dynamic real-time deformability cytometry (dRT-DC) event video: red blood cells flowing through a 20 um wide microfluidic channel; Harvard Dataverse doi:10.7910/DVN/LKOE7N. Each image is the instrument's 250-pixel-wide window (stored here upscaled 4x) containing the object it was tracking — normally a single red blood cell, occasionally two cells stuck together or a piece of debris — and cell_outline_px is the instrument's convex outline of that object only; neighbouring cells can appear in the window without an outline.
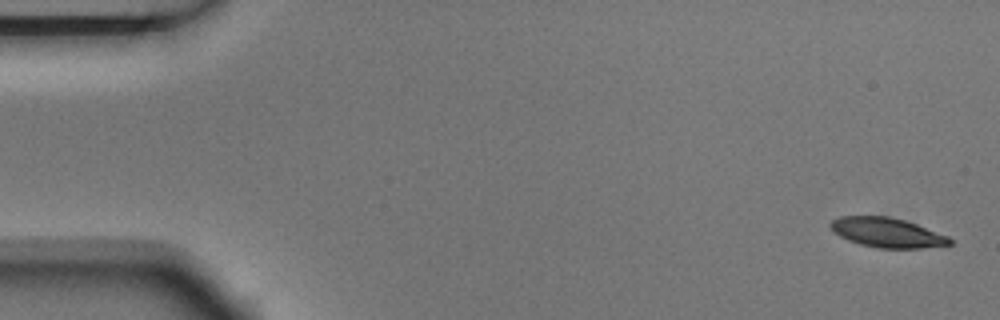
{"species": "Egyptian fruit bat (a non-hibernating species)", "species_latin": "Rousettus aegyptiacus", "temperature_condition": "room temperature", "stored_images_in_passage": 6, "segment_of_instrument_passage": [1, 2], "camera_frame_rate_fps": 3000, "um_per_image_px": 0.085, "animal": {"sex": "male"}, "frame": {"image": 1, "passage_image": 1, "time_ms": 0.0, "image_size_px": [1000, 320], "cell_outline_px": [[952, 244], [920, 248], [876, 248], [860, 244], [848, 240], [832, 232], [828, 224], [832, 220], [840, 216], [888, 216], [904, 220], [916, 224], [948, 236], [952, 240]], "centroid_in_image_um": [75.36, 19.77], "position_along_channel_um": 9.6, "area_um2": 20.58}}
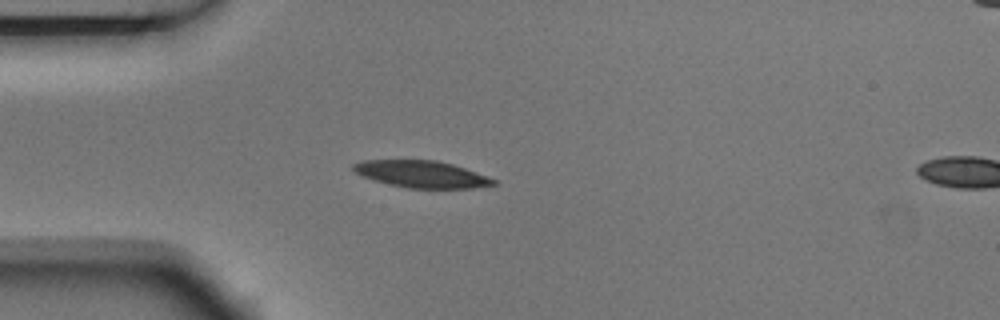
{"frame": {"image": 2, "passage_image": 5, "time_ms": 1.333, "image_size_px": [1000, 320], "cell_outline_px": [[496, 184], [472, 188], [408, 188], [388, 184], [372, 180], [360, 176], [352, 168], [352, 164], [364, 160], [436, 160], [452, 164], [488, 176], [496, 180]], "centroid_in_image_um": [35.8, 14.8], "position_along_channel_um": 49.2, "area_um2": 21.96}}